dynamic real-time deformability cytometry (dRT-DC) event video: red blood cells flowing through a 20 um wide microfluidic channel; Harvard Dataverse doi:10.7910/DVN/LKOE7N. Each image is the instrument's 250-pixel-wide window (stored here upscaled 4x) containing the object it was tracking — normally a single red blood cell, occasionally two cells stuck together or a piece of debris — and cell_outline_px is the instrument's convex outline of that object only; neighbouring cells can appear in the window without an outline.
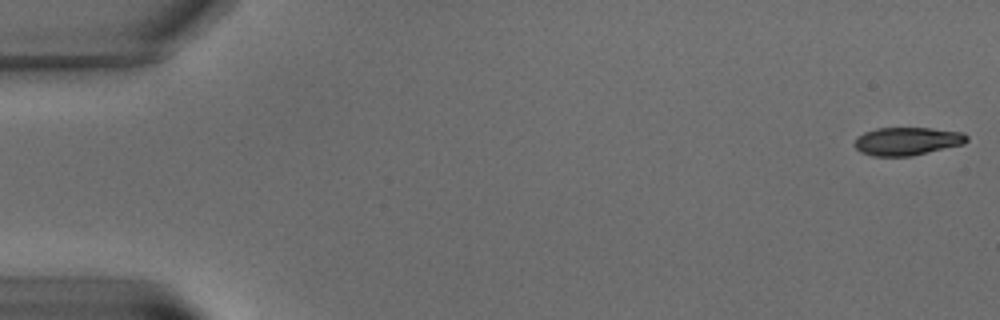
{"species": "common noctule bat (a hibernating species)", "species_latin": "Nyctalus noctula", "temperature_condition": "warm", "stored_images_in_passage": 7, "camera_frame_rate_fps": 3000, "um_per_image_px": 0.085, "animal": {"sex": "male", "body_mass_g": 15.6}, "frame": {"image": 1, "passage_image": 1, "time_ms": 0.0, "image_size_px": [1000, 320], "cell_outline_px": [[968, 140], [964, 144], [912, 156], [872, 156], [860, 152], [852, 144], [856, 136], [864, 132], [876, 128], [932, 128], [964, 132], [968, 136]], "centroid_in_image_um": [77.09, 12.0], "position_along_channel_um": 7.9, "area_um2": 18.67}}
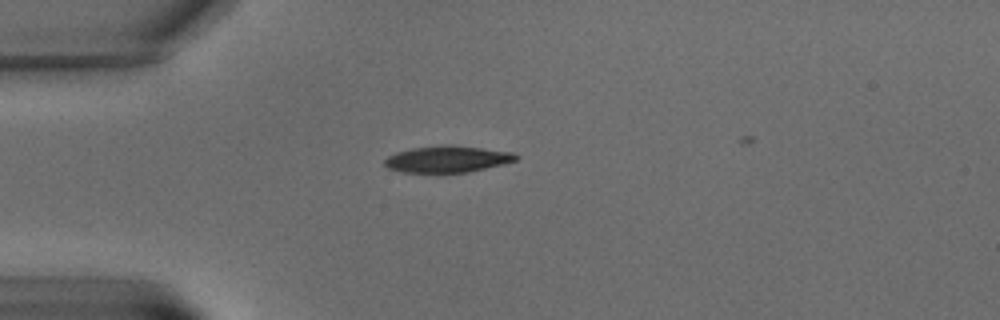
{"frame": {"image": 2, "passage_image": 6, "time_ms": 6.0, "image_size_px": [1000, 320], "cell_outline_px": [[520, 156], [516, 160], [468, 172], [404, 172], [388, 168], [384, 164], [384, 160], [388, 156], [396, 152], [412, 148], [440, 144], [452, 144], [512, 152]], "centroid_in_image_um": [38.0, 13.5], "position_along_channel_um": 47.0, "area_um2": 20.23}}